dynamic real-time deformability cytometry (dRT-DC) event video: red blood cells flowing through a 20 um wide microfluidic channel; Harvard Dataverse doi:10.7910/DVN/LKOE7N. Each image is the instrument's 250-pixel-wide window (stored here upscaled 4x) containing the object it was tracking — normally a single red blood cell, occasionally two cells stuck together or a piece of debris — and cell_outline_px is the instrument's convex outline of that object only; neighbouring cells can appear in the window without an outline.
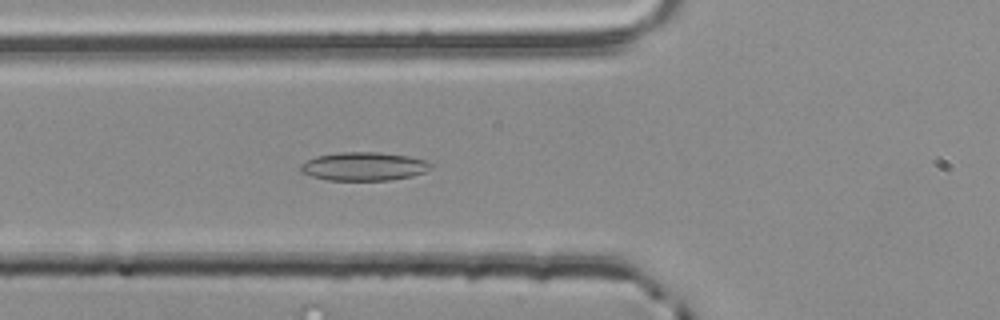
{"species": "common noctule bat (a hibernating species)", "species_latin": "Nyctalus noctula", "temperature_condition": "room temperature", "stored_images_in_passage": 48, "camera_frame_rate_fps": 3000, "um_per_image_px": 0.085, "animal": {"sex": "male", "body_mass_g": 20.4}, "frame": {"image": 1, "passage_image": 20, "time_ms": 6.333, "image_size_px": [1000, 320], "cell_outline_px": [[432, 168], [424, 172], [412, 176], [392, 180], [328, 180], [312, 176], [300, 172], [300, 164], [316, 156], [340, 152], [380, 152], [408, 156], [428, 160], [432, 164]], "centroid_in_image_um": [30.95, 14.14], "position_along_channel_um": 94.8, "area_um2": 21.73}}
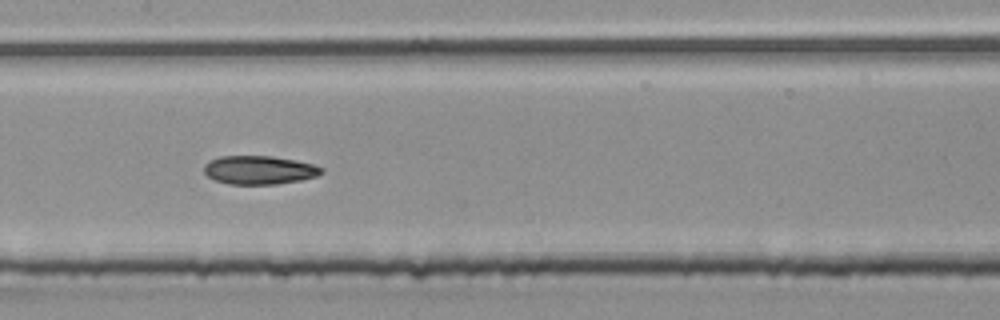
{"frame": {"image": 2, "passage_image": 27, "time_ms": 8.667, "image_size_px": [1000, 320], "cell_outline_px": [[324, 172], [316, 176], [300, 180], [276, 184], [228, 184], [216, 180], [208, 176], [204, 172], [204, 164], [208, 160], [220, 156], [272, 156], [296, 160], [312, 164], [324, 168]], "centroid_in_image_um": [22.03, 14.44], "position_along_channel_um": 185.4, "area_um2": 19.59}}
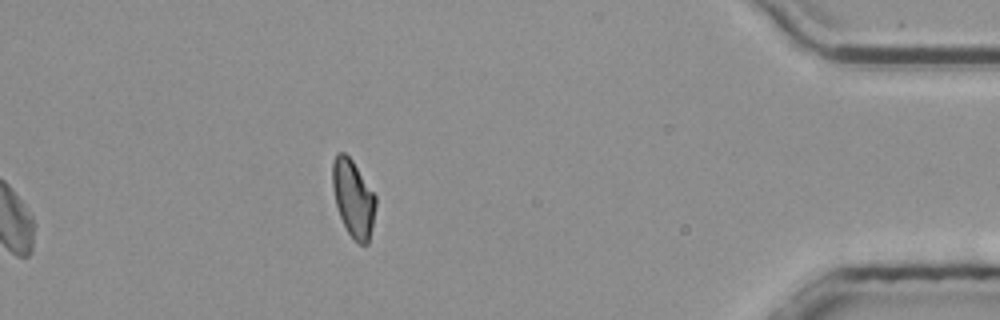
{"frame": {"image": 3, "passage_image": 48, "time_ms": 15.667, "image_size_px": [1000, 320], "cell_outline_px": [[376, 204], [372, 228], [368, 244], [360, 244], [348, 232], [340, 216], [336, 204], [332, 188], [332, 160], [336, 152], [344, 152], [352, 160], [376, 196]], "centroid_in_image_um": [30.01, 16.82], "position_along_channel_um": 405.2, "area_um2": 19.31}, "authors_computed_cell_mechanics": {"area_um2": 20.0566, "velocity_mm_per_s": 3.8574, "shape_relaxation_time_tau1_ms": 9.708, "shape_relaxation_time_tau2_ms": 1.739, "deformation_change_tau1": 0.1687, "deformation_change_tau2": 0.0731}}